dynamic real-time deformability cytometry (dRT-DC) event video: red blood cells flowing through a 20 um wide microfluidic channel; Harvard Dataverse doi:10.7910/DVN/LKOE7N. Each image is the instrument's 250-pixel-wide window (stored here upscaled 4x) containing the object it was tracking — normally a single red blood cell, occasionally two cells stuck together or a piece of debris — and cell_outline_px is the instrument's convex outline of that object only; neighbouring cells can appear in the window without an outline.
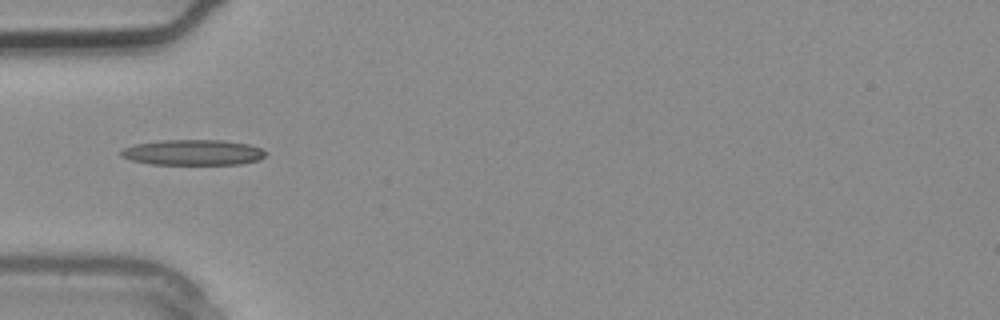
{"species": "common noctule bat (a hibernating species)", "species_latin": "Nyctalus noctula", "temperature_condition": "warm", "stored_images_in_passage": 3, "segment_of_instrument_passage": [1, 2], "camera_frame_rate_fps": 3000, "um_per_image_px": 0.085, "animal": {"sex": "male", "body_mass_g": 20.4}, "frame": {"image": 1, "passage_image": 2, "time_ms": 0.333, "image_size_px": [1000, 320], "cell_outline_px": [[264, 156], [260, 160], [240, 164], [152, 164], [132, 160], [120, 156], [120, 152], [124, 148], [136, 144], [160, 140], [224, 140], [248, 144], [260, 148], [264, 152]], "centroid_in_image_um": [16.4, 12.95], "position_along_channel_um": 68.6, "area_um2": 21.39}}